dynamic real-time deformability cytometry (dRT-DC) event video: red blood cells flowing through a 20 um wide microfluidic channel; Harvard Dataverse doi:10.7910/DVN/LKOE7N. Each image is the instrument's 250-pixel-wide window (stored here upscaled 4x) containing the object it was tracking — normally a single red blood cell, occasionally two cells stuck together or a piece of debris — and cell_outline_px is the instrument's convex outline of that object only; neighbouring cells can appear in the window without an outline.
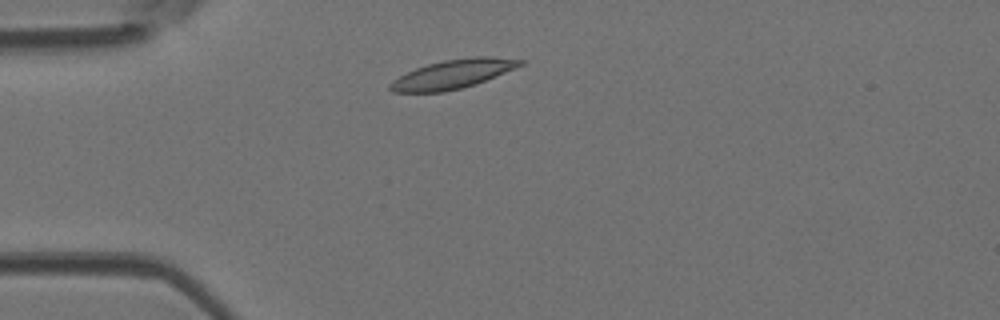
{"species": "Egyptian fruit bat (a non-hibernating species)", "species_latin": "Rousettus aegyptiacus", "temperature_condition": "room temperature", "stored_images_in_passage": 3, "camera_frame_rate_fps": 3000, "um_per_image_px": 0.085, "animal": {"sex": "female"}, "frame": {"image": 1, "passage_image": 2, "time_ms": 0.333, "image_size_px": [1000, 320], "cell_outline_px": [[528, 60], [524, 64], [476, 84], [444, 92], [392, 92], [388, 88], [388, 84], [392, 80], [416, 68], [428, 64], [444, 60], [476, 56], [488, 56]], "centroid_in_image_um": [38.5, 6.3], "position_along_channel_um": 46.5, "area_um2": 21.85}}